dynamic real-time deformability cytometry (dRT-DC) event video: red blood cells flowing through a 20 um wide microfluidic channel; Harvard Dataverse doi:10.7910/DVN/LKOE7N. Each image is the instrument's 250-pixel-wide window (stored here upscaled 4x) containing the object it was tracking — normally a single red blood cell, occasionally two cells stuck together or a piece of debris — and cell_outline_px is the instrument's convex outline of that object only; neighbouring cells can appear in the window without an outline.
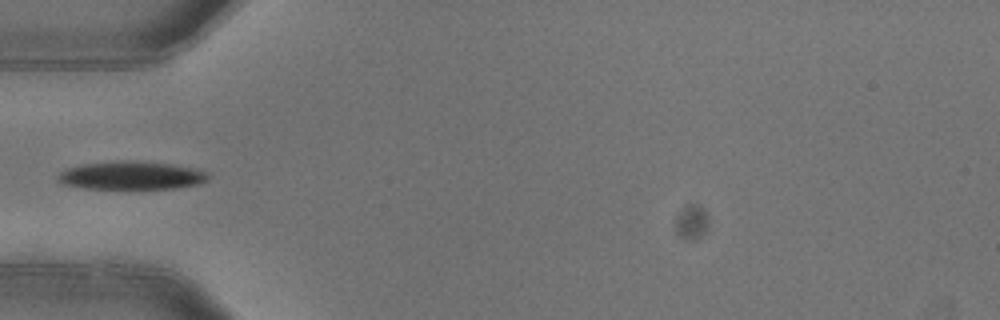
{"species": "common noctule bat (a hibernating species)", "species_latin": "Nyctalus noctula", "temperature_condition": "warm", "stored_images_in_passage": 4, "camera_frame_rate_fps": 3000, "um_per_image_px": 0.085, "animal": {"sex": "female"}, "frame": {"image": 1, "passage_image": 3, "time_ms": 0.667, "image_size_px": [1000, 320], "cell_outline_px": [[208, 180], [196, 184], [176, 188], [84, 188], [64, 184], [56, 180], [56, 176], [60, 172], [68, 168], [84, 164], [168, 164], [192, 168], [208, 172]], "centroid_in_image_um": [11.16, 14.97], "position_along_channel_um": 73.8, "area_um2": 23.0}}